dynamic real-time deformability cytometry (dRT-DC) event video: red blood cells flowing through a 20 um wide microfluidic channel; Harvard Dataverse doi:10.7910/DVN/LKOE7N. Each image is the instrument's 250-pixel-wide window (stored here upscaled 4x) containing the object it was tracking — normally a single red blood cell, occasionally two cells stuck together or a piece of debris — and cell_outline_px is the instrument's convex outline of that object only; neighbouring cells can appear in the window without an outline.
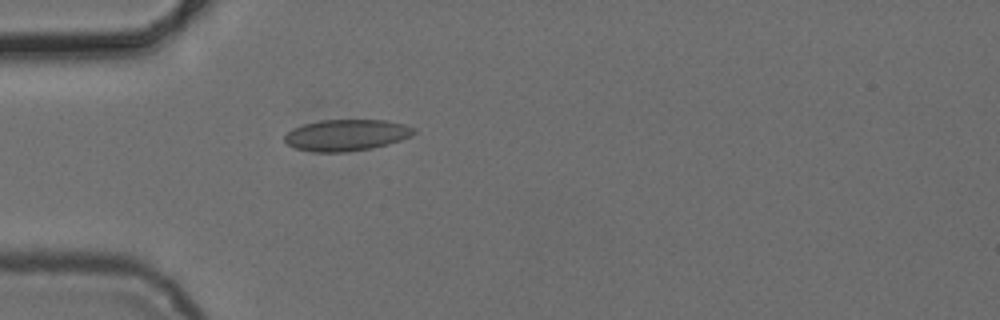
{"species": "common noctule bat (a hibernating species)", "species_latin": "Nyctalus noctula", "temperature_condition": "cold", "stored_images_in_passage": 7, "camera_frame_rate_fps": 3000, "um_per_image_px": 0.085, "animal": {"sex": "female", "body_mass_g": 24.6, "forearm_length_mm": 56.2}, "frame": {"image": 1, "passage_image": 7, "time_ms": 8.333, "image_size_px": [1000, 320], "cell_outline_px": [[416, 132], [412, 136], [388, 144], [372, 148], [348, 152], [312, 152], [296, 148], [288, 144], [284, 140], [284, 136], [292, 128], [304, 124], [320, 120], [384, 120], [404, 124], [416, 128]], "centroid_in_image_um": [29.46, 11.48], "position_along_channel_um": 55.5, "area_um2": 23.76}}